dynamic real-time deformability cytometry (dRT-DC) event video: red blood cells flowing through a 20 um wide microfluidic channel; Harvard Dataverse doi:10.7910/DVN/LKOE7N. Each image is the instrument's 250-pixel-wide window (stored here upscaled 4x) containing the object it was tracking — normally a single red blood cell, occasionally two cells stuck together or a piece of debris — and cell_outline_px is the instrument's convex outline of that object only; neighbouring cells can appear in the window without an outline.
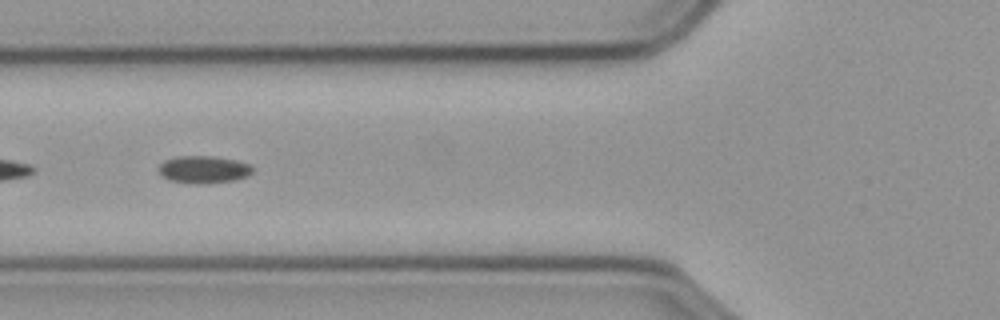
{"species": "common noctule bat (a hibernating species)", "species_latin": "Nyctalus noctula", "temperature_condition": "cold", "stored_images_in_passage": 49, "segment_of_instrument_passage": [2, 2], "camera_frame_rate_fps": 3000, "um_per_image_px": 0.085, "animal": {"sex": "male", "body_mass_g": 23.1, "forearm_length_mm": 52.7}, "frame": {"image": 1, "passage_image": 15, "time_ms": 4.667, "image_size_px": [1000, 320], "cell_outline_px": [[252, 172], [248, 176], [236, 180], [172, 180], [164, 176], [160, 172], [160, 164], [164, 160], [176, 156], [212, 156], [236, 160], [248, 164], [252, 168]], "centroid_in_image_um": [17.34, 14.33], "position_along_channel_um": 108.5, "area_um2": 13.81}}
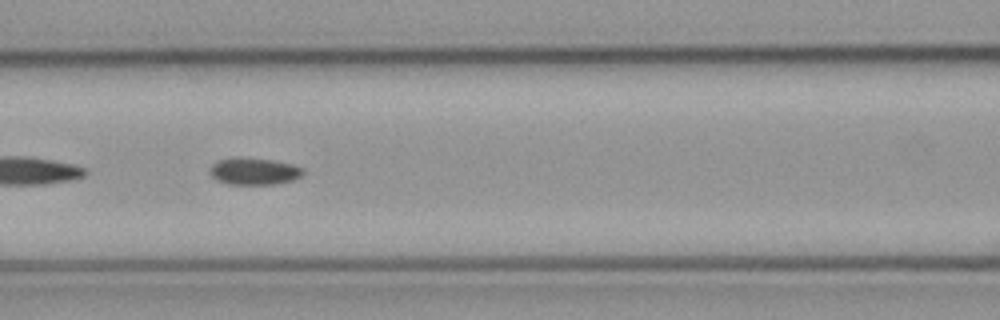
{"frame": {"image": 2, "passage_image": 18, "time_ms": 5.667, "image_size_px": [1000, 320], "cell_outline_px": [[304, 172], [300, 176], [292, 180], [272, 184], [228, 184], [216, 180], [208, 172], [212, 164], [220, 160], [272, 160], [292, 164], [304, 168]], "centroid_in_image_um": [21.61, 14.6], "position_along_channel_um": 145.0, "area_um2": 13.93}}
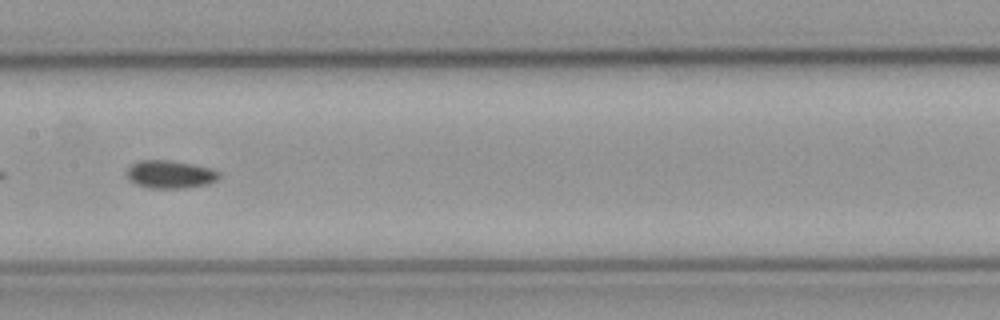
{"frame": {"image": 3, "passage_image": 22, "time_ms": 7.0, "image_size_px": [1000, 320], "cell_outline_px": [[220, 176], [216, 180], [208, 184], [184, 188], [148, 188], [136, 184], [128, 176], [128, 168], [132, 164], [140, 160], [172, 160], [192, 164], [208, 168], [220, 172]], "centroid_in_image_um": [14.48, 14.82], "position_along_channel_um": 192.9, "area_um2": 14.85}}